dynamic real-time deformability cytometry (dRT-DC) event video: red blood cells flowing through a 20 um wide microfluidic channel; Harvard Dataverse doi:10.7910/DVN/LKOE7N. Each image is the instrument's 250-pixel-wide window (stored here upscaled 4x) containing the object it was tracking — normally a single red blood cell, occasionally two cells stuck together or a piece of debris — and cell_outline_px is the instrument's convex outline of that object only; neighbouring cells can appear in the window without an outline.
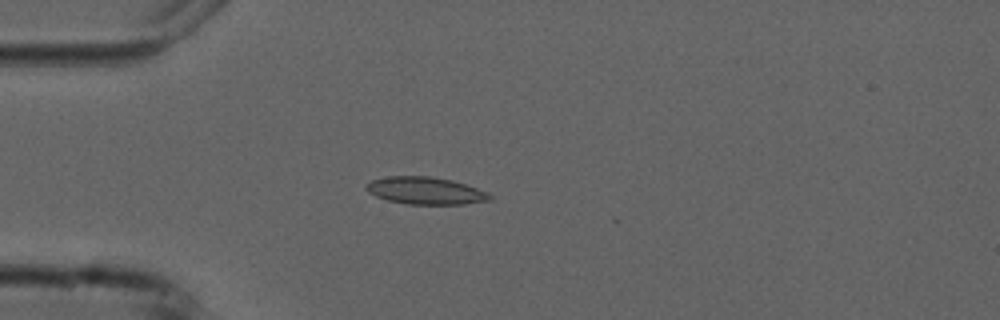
{"species": "common noctule bat (a hibernating species)", "species_latin": "Nyctalus noctula", "temperature_condition": "cold", "stored_images_in_passage": 8, "camera_frame_rate_fps": 3000, "um_per_image_px": 0.085, "animal": {"sex": "male", "forearm_length_mm": 52.5}, "frame": {"image": 1, "passage_image": 4, "time_ms": 4.333, "image_size_px": [1000, 320], "cell_outline_px": [[492, 200], [464, 204], [408, 204], [388, 200], [376, 196], [368, 192], [364, 188], [372, 180], [388, 176], [428, 176], [452, 180], [488, 192], [492, 196]], "centroid_in_image_um": [36.17, 16.21], "position_along_channel_um": 48.8, "area_um2": 19.54}}
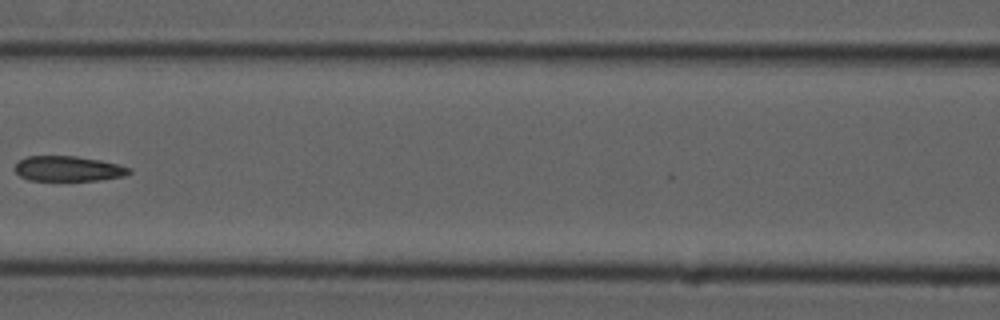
{"frame": {"image": 2, "passage_image": 7, "time_ms": 7.667, "image_size_px": [1000, 320], "cell_outline_px": [[132, 172], [124, 176], [96, 180], [28, 180], [20, 176], [16, 172], [16, 164], [20, 160], [28, 156], [76, 156], [100, 160], [132, 168]], "centroid_in_image_um": [5.81, 14.33], "position_along_channel_um": 160.8, "area_um2": 16.59}}
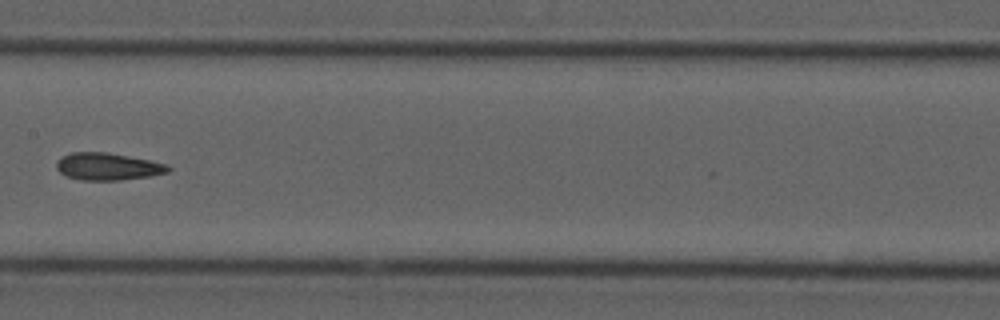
{"frame": {"image": 3, "passage_image": 8, "time_ms": 8.667, "image_size_px": [1000, 320], "cell_outline_px": [[172, 168], [168, 172], [152, 176], [120, 180], [80, 180], [68, 176], [60, 172], [56, 168], [56, 160], [60, 156], [72, 152], [108, 152], [168, 164]], "centroid_in_image_um": [9.15, 14.15], "position_along_channel_um": 198.2, "area_um2": 17.86}}